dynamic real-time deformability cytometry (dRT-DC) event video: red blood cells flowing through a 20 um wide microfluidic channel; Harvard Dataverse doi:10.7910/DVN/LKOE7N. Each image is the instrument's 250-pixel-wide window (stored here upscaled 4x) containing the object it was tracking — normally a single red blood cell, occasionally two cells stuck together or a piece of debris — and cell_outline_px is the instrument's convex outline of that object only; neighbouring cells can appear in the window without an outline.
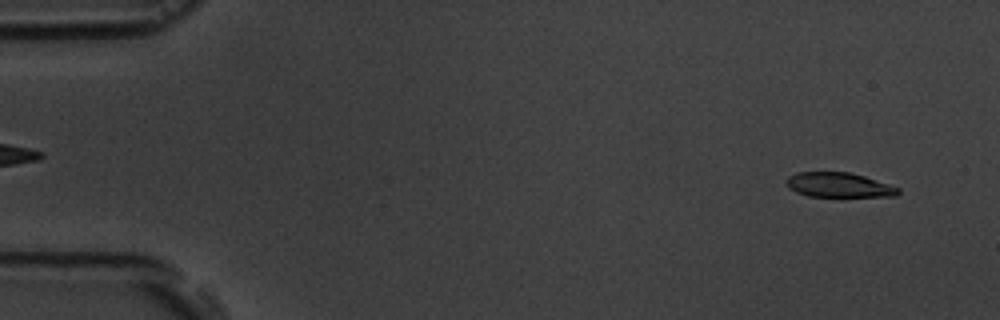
{"species": "common noctule bat (a hibernating species)", "species_latin": "Nyctalus noctula", "temperature_condition": "room temperature", "stored_images_in_passage": 4, "camera_frame_rate_fps": 3000, "um_per_image_px": 0.085, "animal": {"sex": "male", "body_mass_g": 19.5, "forearm_length_mm": 54.6}, "frame": {"image": 1, "passage_image": 4, "time_ms": 3.667, "image_size_px": [1000, 320], "cell_outline_px": [[900, 192], [896, 196], [808, 196], [796, 192], [788, 188], [784, 184], [784, 180], [788, 176], [796, 172], [848, 172], [864, 176], [900, 188]], "centroid_in_image_um": [71.23, 15.72], "position_along_channel_um": 13.8, "area_um2": 16.13}}